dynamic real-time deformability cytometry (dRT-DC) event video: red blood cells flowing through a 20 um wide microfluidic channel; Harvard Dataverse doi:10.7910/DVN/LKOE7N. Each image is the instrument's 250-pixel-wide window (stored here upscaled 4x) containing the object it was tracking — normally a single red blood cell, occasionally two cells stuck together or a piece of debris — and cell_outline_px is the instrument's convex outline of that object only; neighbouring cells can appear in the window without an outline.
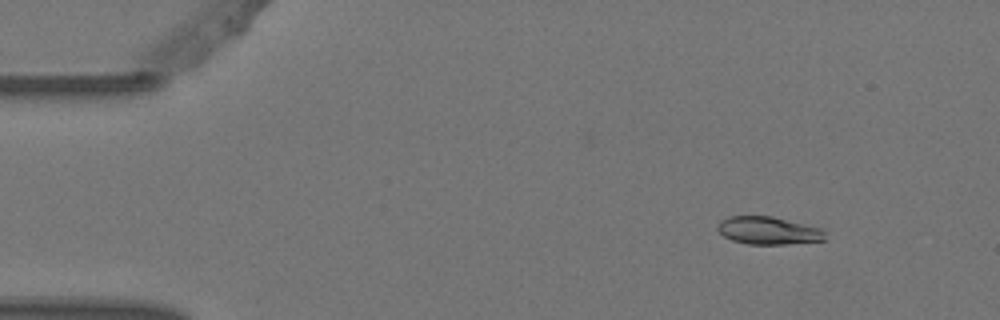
{"species": "Egyptian fruit bat (a non-hibernating species)", "species_latin": "Rousettus aegyptiacus", "temperature_condition": "warm", "stored_images_in_passage": 3, "camera_frame_rate_fps": 3000, "um_per_image_px": 0.085, "animal": {"sex": "female"}, "frame": {"image": 1, "passage_image": 1, "time_ms": 0.0, "image_size_px": [1000, 320], "cell_outline_px": [[824, 240], [788, 244], [748, 244], [732, 240], [724, 236], [716, 228], [720, 220], [728, 216], [772, 216], [820, 228], [824, 232]], "centroid_in_image_um": [65.26, 19.59], "position_along_channel_um": 19.7, "area_um2": 17.22}}
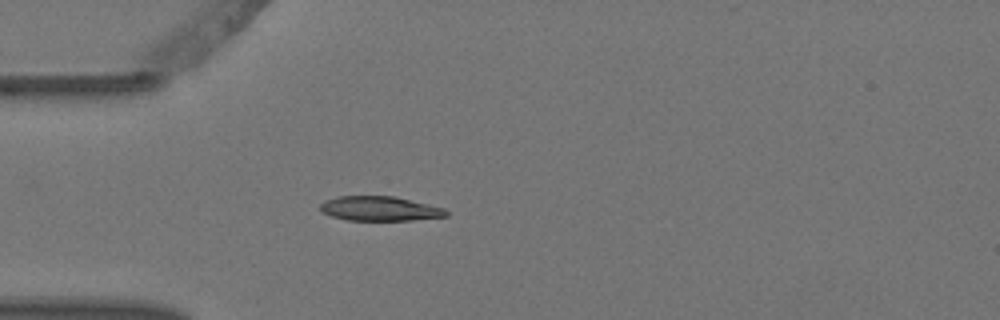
{"frame": {"image": 2, "passage_image": 3, "time_ms": 0.667, "image_size_px": [1000, 320], "cell_outline_px": [[448, 216], [412, 220], [348, 220], [332, 216], [320, 212], [320, 204], [324, 200], [336, 196], [396, 196], [444, 208], [448, 212]], "centroid_in_image_um": [32.26, 17.72], "position_along_channel_um": 52.7, "area_um2": 18.09}}